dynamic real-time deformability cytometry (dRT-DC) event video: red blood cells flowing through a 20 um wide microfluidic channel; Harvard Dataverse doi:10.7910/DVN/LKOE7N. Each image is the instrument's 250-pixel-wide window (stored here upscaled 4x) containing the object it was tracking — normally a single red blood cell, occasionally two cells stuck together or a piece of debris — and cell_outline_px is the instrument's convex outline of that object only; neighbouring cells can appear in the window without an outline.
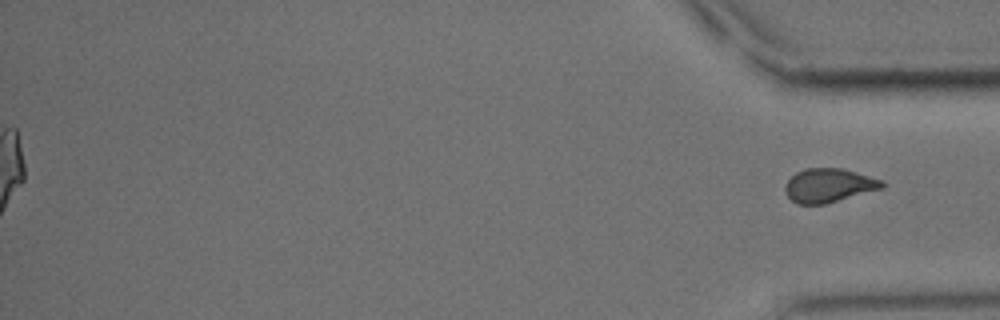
{"species": "common noctule bat (a hibernating species)", "species_latin": "Nyctalus noctula", "temperature_condition": "cold", "stored_images_in_passage": 59, "segment_of_instrument_passage": [2, 2], "camera_frame_rate_fps": 3000, "um_per_image_px": 0.085, "animal": {"sex": "male", "body_mass_g": 15.6}, "frame": {"image": 1, "passage_image": 59, "time_ms": 19.333, "image_size_px": [1000, 320], "cell_outline_px": [[884, 188], [824, 204], [796, 204], [784, 192], [784, 184], [796, 172], [804, 168], [844, 168], [884, 180]], "centroid_in_image_um": [70.45, 15.75], "position_along_channel_um": 364.8, "area_um2": 19.31}}